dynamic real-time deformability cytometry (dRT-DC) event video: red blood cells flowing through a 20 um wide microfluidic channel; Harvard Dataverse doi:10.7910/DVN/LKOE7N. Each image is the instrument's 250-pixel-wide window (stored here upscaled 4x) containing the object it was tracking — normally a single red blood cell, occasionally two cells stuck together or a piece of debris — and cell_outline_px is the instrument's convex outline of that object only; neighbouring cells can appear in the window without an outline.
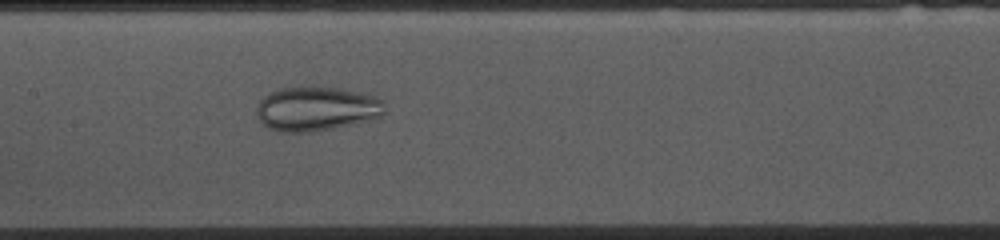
{"species": "common noctule bat (a hibernating species)", "species_latin": "Nyctalus noctula", "temperature_condition": "cold", "stored_images_in_passage": 53, "camera_frame_rate_fps": 3000, "um_per_image_px": 0.085, "animal": {"sex": "female", "body_mass_g": 10.0, "forearm_length_mm": 53.1}, "frame": {"image": 1, "passage_image": 24, "time_ms": 7.667, "image_size_px": [1000, 240], "cell_outline_px": [[384, 112], [380, 116], [372, 120], [352, 124], [308, 132], [280, 132], [268, 128], [256, 116], [256, 108], [260, 100], [268, 92], [280, 88], [336, 88], [356, 92], [372, 96], [384, 100]], "centroid_in_image_um": [26.86, 9.26], "position_along_channel_um": 180.5, "area_um2": 32.66}}
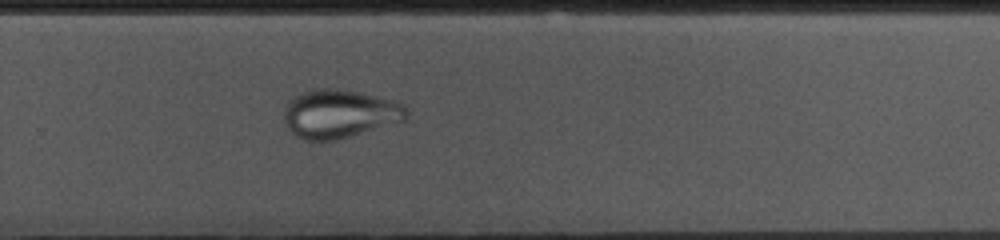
{"frame": {"image": 2, "passage_image": 34, "time_ms": 11.0, "image_size_px": [1000, 240], "cell_outline_px": [[408, 120], [400, 124], [336, 140], [308, 140], [296, 136], [284, 124], [284, 108], [296, 96], [312, 88], [336, 88], [360, 92], [392, 100], [404, 104], [408, 112]], "centroid_in_image_um": [28.94, 9.69], "position_along_channel_um": 300.9, "area_um2": 35.14}}
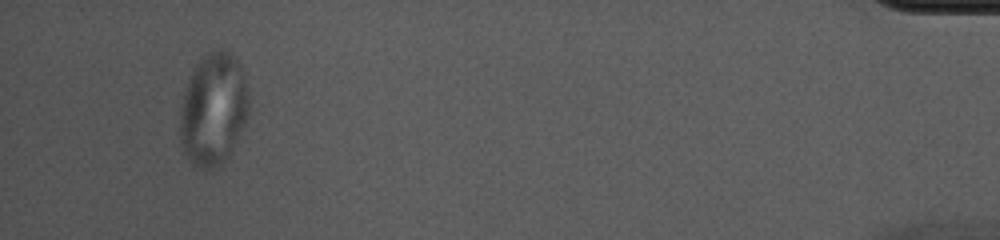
{"frame": {"image": 3, "passage_image": 50, "time_ms": 16.333, "image_size_px": [1000, 240], "cell_outline_px": [[248, 112], [244, 124], [228, 156], [224, 160], [212, 168], [200, 168], [192, 164], [188, 160], [184, 152], [180, 140], [180, 108], [184, 92], [192, 72], [200, 56], [208, 52], [220, 48], [228, 48], [232, 52], [240, 64], [248, 92]], "centroid_in_image_um": [18.12, 9.23], "position_along_channel_um": 417.1, "area_um2": 45.08}}